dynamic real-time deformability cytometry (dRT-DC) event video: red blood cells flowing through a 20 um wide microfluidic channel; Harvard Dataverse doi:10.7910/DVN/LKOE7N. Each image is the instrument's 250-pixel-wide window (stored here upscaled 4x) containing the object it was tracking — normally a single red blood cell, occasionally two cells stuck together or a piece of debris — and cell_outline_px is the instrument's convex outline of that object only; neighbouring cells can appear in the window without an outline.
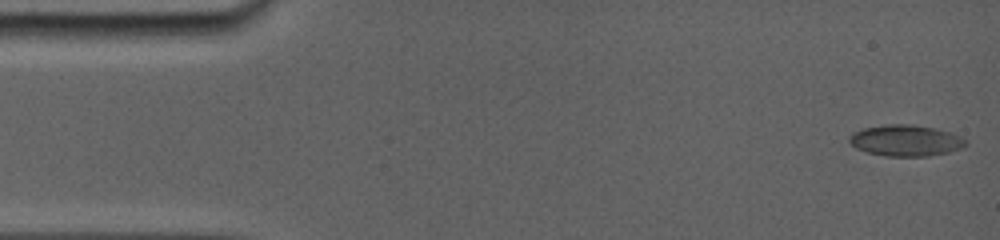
{"species": "common noctule bat (a hibernating species)", "species_latin": "Nyctalus noctula", "temperature_condition": "room temperature", "stored_images_in_passage": 35, "camera_frame_rate_fps": 5000, "um_per_image_px": 0.085, "animal": {"sex": "female", "body_mass_g": 19.0, "forearm_length_mm": 56.7}, "frame": {"image": 1, "passage_image": 1, "time_ms": 0.0, "image_size_px": [1000, 240], "cell_outline_px": [[964, 144], [936, 152], [916, 156], [896, 156], [872, 152], [860, 148], [852, 144], [852, 136], [856, 132], [864, 128], [896, 124], [900, 124], [932, 128], [948, 132], [964, 140]], "centroid_in_image_um": [76.89, 11.91], "position_along_channel_um": 8.1, "area_um2": 18.9}}
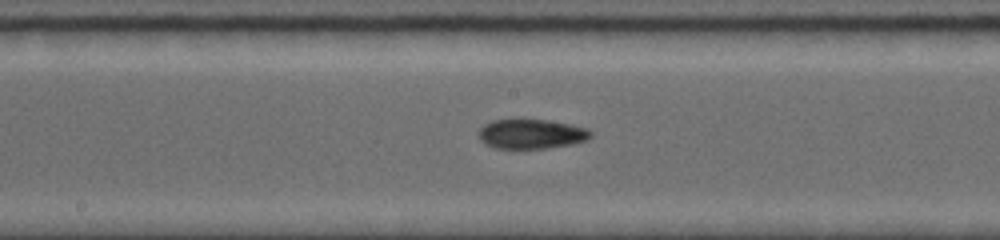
{"frame": {"image": 2, "passage_image": 20, "time_ms": 8.2, "image_size_px": [1000, 240], "cell_outline_px": [[592, 136], [584, 140], [568, 144], [544, 148], [496, 148], [488, 144], [480, 136], [480, 128], [484, 124], [492, 120], [544, 120], [568, 124], [584, 128], [592, 132]], "centroid_in_image_um": [45.15, 11.38], "position_along_channel_um": 203.0, "area_um2": 18.55}}
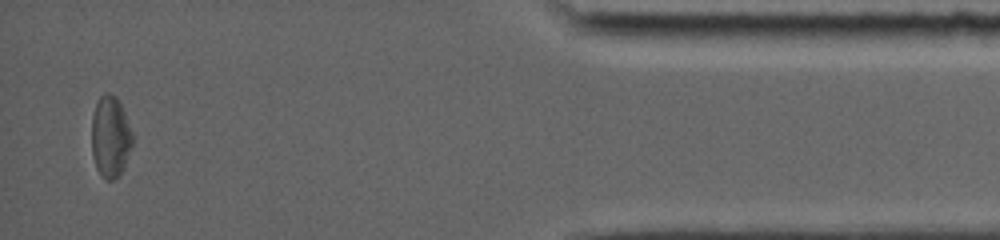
{"frame": {"image": 3, "passage_image": 34, "time_ms": 15.4, "image_size_px": [1000, 240], "cell_outline_px": [[136, 140], [124, 168], [112, 180], [104, 180], [100, 176], [96, 168], [92, 156], [92, 116], [96, 104], [100, 96], [104, 92], [108, 92], [116, 96], [124, 112]], "centroid_in_image_um": [9.41, 11.64], "position_along_channel_um": 425.8, "area_um2": 19.83}, "authors_computed_cell_mechanics": {"area_um2": 18.7272, "velocity_mm_per_s": 3.8187, "shape_relaxation_time_tau1_ms": null, "shape_relaxation_time_tau2_ms": 1.3775, "deformation_change_tau1": null, "deformation_change_tau2": 0.0482}}